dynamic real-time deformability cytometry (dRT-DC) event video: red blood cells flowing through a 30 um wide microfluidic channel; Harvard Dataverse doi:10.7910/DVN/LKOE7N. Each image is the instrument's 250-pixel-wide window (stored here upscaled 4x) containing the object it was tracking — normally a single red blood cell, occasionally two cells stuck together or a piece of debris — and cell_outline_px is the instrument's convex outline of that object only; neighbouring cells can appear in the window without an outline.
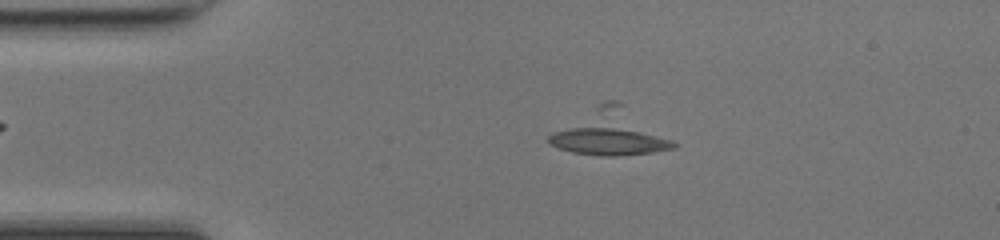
{"species": "common noctule bat (a hibernating species)", "species_latin": "Nyctalus noctula", "temperature_condition": "room temperature", "stored_images_in_passage": 49, "camera_frame_rate_fps": 3000, "um_per_image_px": 0.085, "animal": {"sex": "female", "body_mass_g": 17.0, "forearm_length_mm": 48.0}, "frame": {"image": 1, "passage_image": 11, "time_ms": 3.333, "image_size_px": [1000, 240], "cell_outline_px": [[680, 144], [676, 148], [652, 152], [616, 156], [600, 156], [572, 152], [556, 148], [548, 144], [548, 136], [552, 132], [572, 128], [596, 124], [600, 124], [640, 132], [672, 140]], "centroid_in_image_um": [51.67, 12.0], "position_along_channel_um": 33.3, "area_um2": 20.52}}
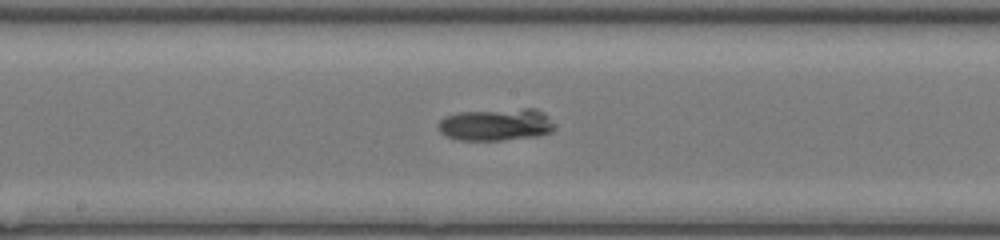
{"frame": {"image": 2, "passage_image": 26, "time_ms": 8.333, "image_size_px": [1000, 240], "cell_outline_px": [[556, 128], [552, 132], [536, 136], [504, 140], [456, 140], [444, 136], [436, 128], [436, 124], [444, 116], [460, 112], [524, 108], [536, 108], [544, 112], [548, 116]], "centroid_in_image_um": [42.14, 10.59], "position_along_channel_um": 206.1, "area_um2": 22.25}}
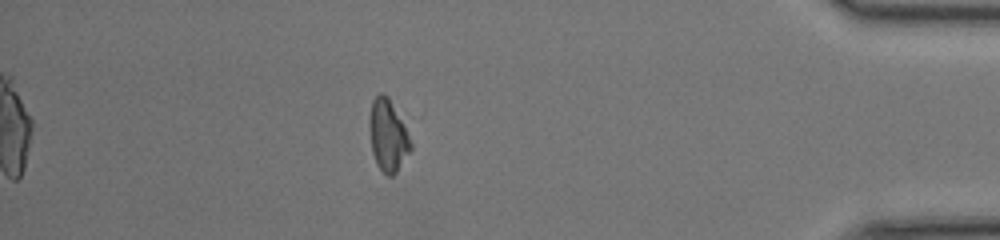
{"frame": {"image": 3, "passage_image": 43, "time_ms": 14.0, "image_size_px": [1000, 240], "cell_outline_px": [[412, 148], [396, 172], [392, 176], [388, 176], [376, 164], [372, 152], [368, 124], [372, 100], [380, 92], [384, 92], [388, 96], [404, 120], [412, 144]], "centroid_in_image_um": [32.98, 11.46], "position_along_channel_um": 402.2, "area_um2": 17.63}, "authors_computed_cell_mechanics": {"area_um2": 21.5594, "velocity_mm_per_s": 4.2877, "shape_relaxation_time_tau1_ms": 2.1517, "shape_relaxation_time_tau2_ms": 0.9831, "deformation_change_tau1": 0.083, "deformation_change_tau2": null}}